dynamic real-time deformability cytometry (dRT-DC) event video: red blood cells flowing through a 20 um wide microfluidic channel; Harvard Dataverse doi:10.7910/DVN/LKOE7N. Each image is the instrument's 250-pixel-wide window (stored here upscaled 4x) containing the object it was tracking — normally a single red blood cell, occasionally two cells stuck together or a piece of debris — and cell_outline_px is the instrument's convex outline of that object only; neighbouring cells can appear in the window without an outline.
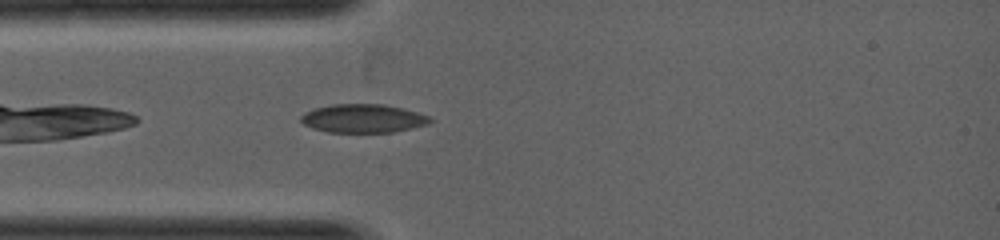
{"species": "common noctule bat (a hibernating species)", "species_latin": "Nyctalus noctula", "temperature_condition": "warm", "stored_images_in_passage": 2, "camera_frame_rate_fps": 5000, "um_per_image_px": 0.085, "animal": {"sex": "female", "body_mass_g": 19.0, "forearm_length_mm": 53.3}, "frame": {"image": 1, "passage_image": 2, "time_ms": 0.4, "image_size_px": [1000, 240], "cell_outline_px": [[432, 120], [428, 124], [396, 132], [328, 132], [312, 128], [304, 124], [300, 120], [300, 116], [304, 112], [312, 108], [332, 104], [384, 104], [404, 108], [428, 116]], "centroid_in_image_um": [30.83, 10.06], "position_along_channel_um": 54.2, "area_um2": 21.62}}